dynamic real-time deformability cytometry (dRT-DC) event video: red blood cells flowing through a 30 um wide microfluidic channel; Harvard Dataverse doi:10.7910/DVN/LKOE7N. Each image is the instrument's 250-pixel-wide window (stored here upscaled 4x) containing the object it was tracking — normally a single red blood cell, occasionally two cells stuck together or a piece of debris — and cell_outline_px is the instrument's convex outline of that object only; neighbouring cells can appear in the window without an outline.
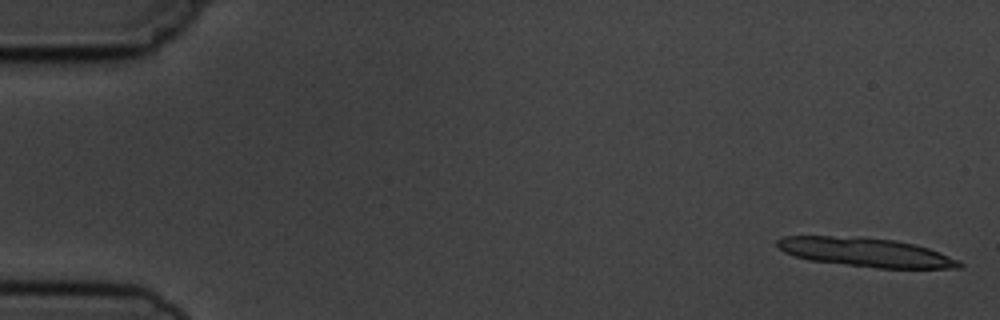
{"species": "common noctule bat (a hibernating species)", "species_latin": "Nyctalus noctula", "temperature_condition": "cold", "stored_images_in_passage": 5, "camera_frame_rate_fps": 3000, "um_per_image_px": 0.085, "animal": {"sex": "male", "body_mass_g": 19.5, "forearm_length_mm": 54.6}, "frame": {"image": 1, "passage_image": 1, "time_ms": 0.0, "image_size_px": [1000, 320], "cell_outline_px": [[964, 264], [960, 268], [876, 268], [808, 260], [784, 252], [776, 244], [776, 240], [784, 236], [864, 236], [896, 240], [916, 244], [940, 252], [960, 260]], "centroid_in_image_um": [73.62, 21.43], "position_along_channel_um": 11.4, "area_um2": 31.04}}